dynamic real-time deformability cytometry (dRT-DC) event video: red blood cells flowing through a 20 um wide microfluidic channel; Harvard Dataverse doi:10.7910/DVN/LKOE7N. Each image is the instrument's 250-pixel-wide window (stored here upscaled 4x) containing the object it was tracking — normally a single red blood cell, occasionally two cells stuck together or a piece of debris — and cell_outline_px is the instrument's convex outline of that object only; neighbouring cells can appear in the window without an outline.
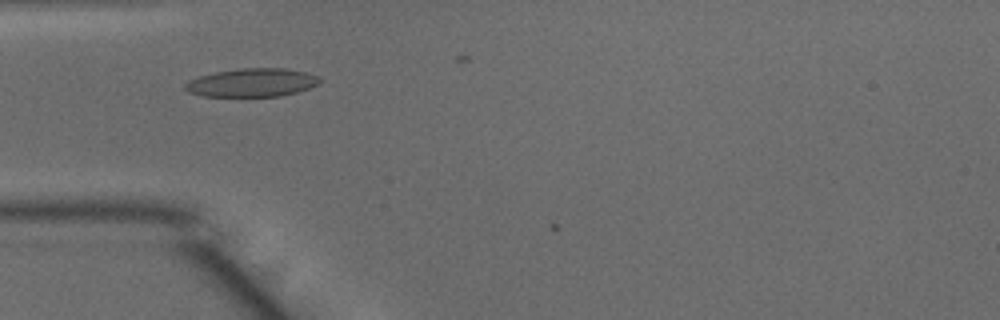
{"species": "common noctule bat (a hibernating species)", "species_latin": "Nyctalus noctula", "temperature_condition": "warm", "stored_images_in_passage": 3, "camera_frame_rate_fps": 3000, "um_per_image_px": 0.085, "animal": {"sex": "male", "body_mass_g": 15.6}, "frame": {"image": 1, "passage_image": 1, "time_ms": 0.0, "image_size_px": [1000, 320], "cell_outline_px": [[324, 80], [320, 84], [296, 92], [280, 96], [204, 96], [188, 92], [184, 88], [184, 84], [188, 80], [200, 76], [216, 72], [244, 68], [284, 68], [304, 72], [320, 76]], "centroid_in_image_um": [21.45, 7.02], "position_along_channel_um": 63.6, "area_um2": 22.25}}